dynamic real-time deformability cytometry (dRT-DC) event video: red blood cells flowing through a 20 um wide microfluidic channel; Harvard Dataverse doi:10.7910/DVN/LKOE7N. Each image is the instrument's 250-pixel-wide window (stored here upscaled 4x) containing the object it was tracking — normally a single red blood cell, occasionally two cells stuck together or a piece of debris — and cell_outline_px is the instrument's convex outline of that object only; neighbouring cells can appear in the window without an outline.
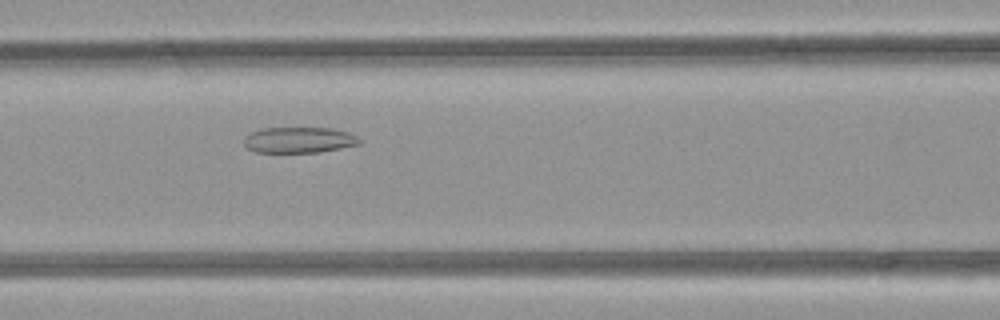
{"species": "common noctule bat (a hibernating species)", "species_latin": "Nyctalus noctula", "temperature_condition": "room temperature", "stored_images_in_passage": 28, "camera_frame_rate_fps": 3000, "um_per_image_px": 0.085, "animal": {"sex": "female", "body_mass_g": 21.9}, "frame": {"image": 1, "passage_image": 12, "time_ms": 3.667, "image_size_px": [1000, 320], "cell_outline_px": [[352, 144], [312, 152], [260, 152], [252, 148], [256, 132], [272, 128], [320, 128], [340, 132]], "centroid_in_image_um": [25.32, 11.91], "position_along_channel_um": 141.3, "area_um2": 14.33}}
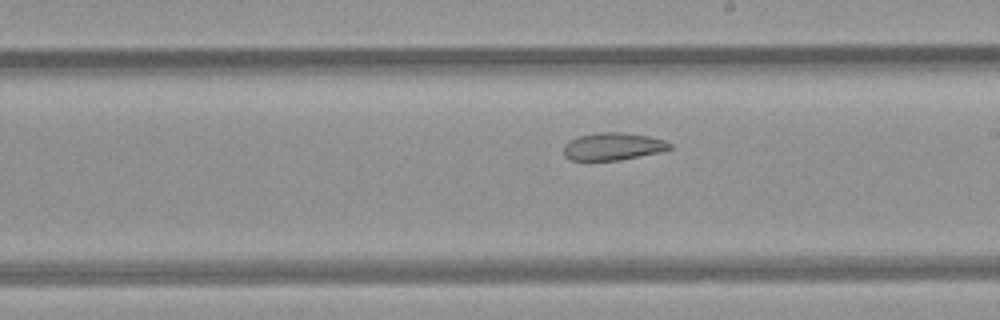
{"frame": {"image": 2, "passage_image": 19, "time_ms": 6.0, "image_size_px": [1000, 320], "cell_outline_px": [[668, 148], [652, 152], [612, 160], [576, 160], [568, 156], [564, 152], [568, 144], [584, 136], [640, 136], [660, 140], [668, 144]], "centroid_in_image_um": [52.03, 12.52], "position_along_channel_um": 237.0, "area_um2": 13.99}}
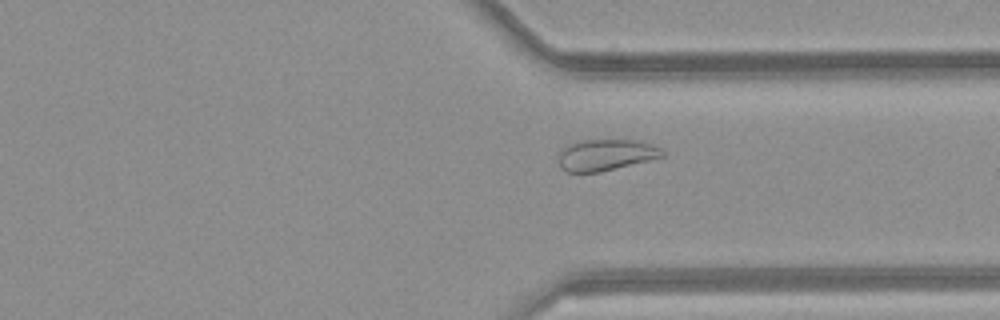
{"frame": {"image": 3, "passage_image": 28, "time_ms": 9.0, "image_size_px": [1000, 320], "cell_outline_px": [[652, 156], [640, 160], [612, 168], [596, 172], [572, 172], [564, 152], [568, 148], [580, 144], [604, 140], [616, 140], [636, 144], [652, 148]], "centroid_in_image_um": [51.39, 13.2], "position_along_channel_um": 360.0, "area_um2": 14.57}}